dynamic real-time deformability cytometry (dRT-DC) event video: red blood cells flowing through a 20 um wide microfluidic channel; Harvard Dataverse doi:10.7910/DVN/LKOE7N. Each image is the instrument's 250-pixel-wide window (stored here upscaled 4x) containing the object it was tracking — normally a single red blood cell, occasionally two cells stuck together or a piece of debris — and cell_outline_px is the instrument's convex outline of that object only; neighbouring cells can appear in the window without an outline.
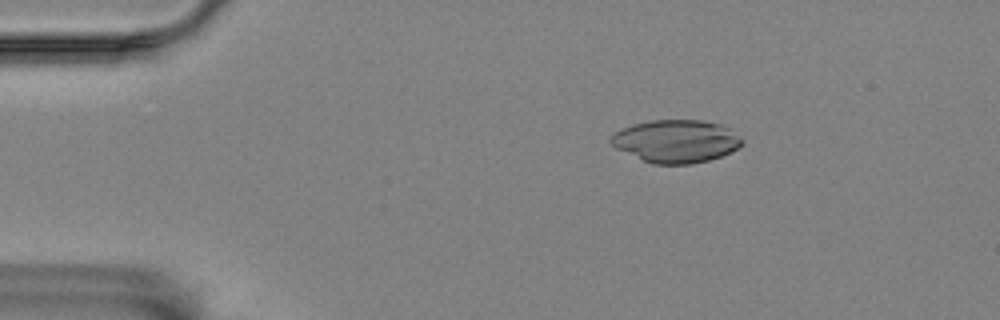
{"species": "Egyptian fruit bat (a non-hibernating species)", "species_latin": "Rousettus aegyptiacus", "temperature_condition": "room temperature", "stored_images_in_passage": 47, "camera_frame_rate_fps": 3000, "um_per_image_px": 0.085, "animal": {"sex": "female"}, "frame": {"image": 1, "passage_image": 1, "time_ms": 0.0, "image_size_px": [1000, 320], "cell_outline_px": [[744, 144], [720, 156], [708, 160], [692, 164], [652, 164], [616, 148], [608, 140], [616, 132], [632, 124], [652, 120], [700, 120], [720, 124], [728, 128], [744, 140]], "centroid_in_image_um": [57.46, 12.0], "position_along_channel_um": 27.5, "area_um2": 32.43}}
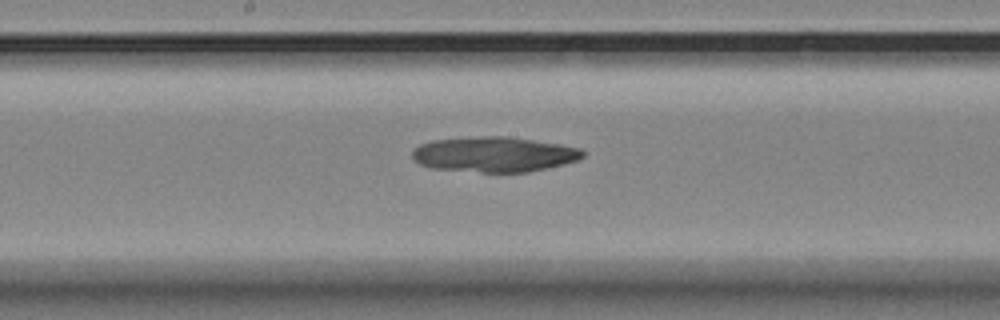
{"frame": {"image": 2, "passage_image": 21, "time_ms": 6.667, "image_size_px": [1000, 320], "cell_outline_px": [[584, 156], [576, 160], [528, 172], [480, 172], [428, 168], [420, 164], [412, 156], [412, 152], [420, 144], [432, 140], [480, 136], [504, 136], [560, 144], [580, 148], [584, 152]], "centroid_in_image_um": [41.96, 13.12], "position_along_channel_um": 206.2, "area_um2": 34.68}}
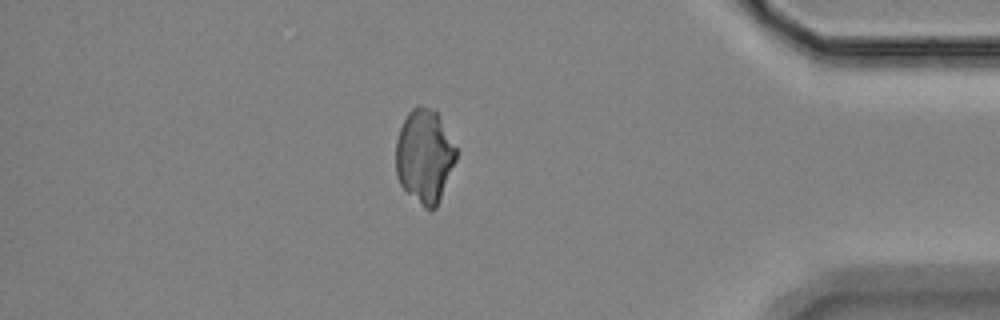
{"frame": {"image": 3, "passage_image": 40, "time_ms": 13.0, "image_size_px": [1000, 320], "cell_outline_px": [[456, 160], [436, 208], [424, 208], [400, 184], [396, 176], [396, 140], [400, 128], [408, 112], [416, 104], [436, 108], [456, 148]], "centroid_in_image_um": [36.08, 13.21], "position_along_channel_um": 399.1, "area_um2": 32.95}}